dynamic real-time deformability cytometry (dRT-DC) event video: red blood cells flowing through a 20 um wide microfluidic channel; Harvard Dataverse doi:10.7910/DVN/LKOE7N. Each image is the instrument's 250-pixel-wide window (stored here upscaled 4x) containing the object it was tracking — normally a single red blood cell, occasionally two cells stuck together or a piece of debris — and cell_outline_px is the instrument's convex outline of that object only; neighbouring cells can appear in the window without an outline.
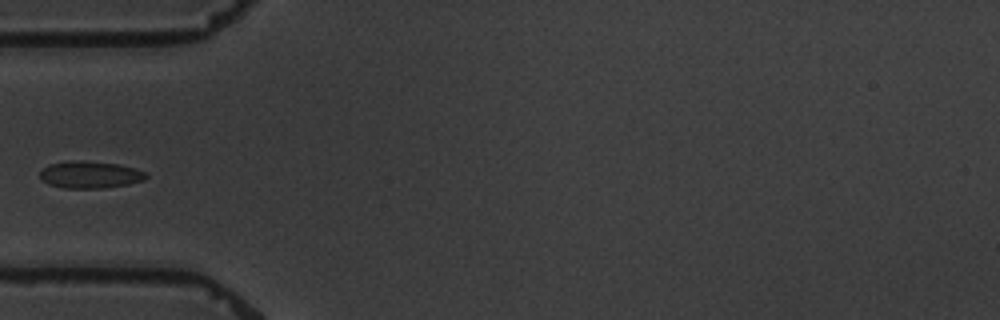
{"species": "common noctule bat (a hibernating species)", "species_latin": "Nyctalus noctula", "temperature_condition": "warm", "stored_images_in_passage": 5, "camera_frame_rate_fps": 3000, "um_per_image_px": 0.085, "animal": {"sex": "male", "body_mass_g": 19.5, "forearm_length_mm": 54.6}, "frame": {"image": 1, "passage_image": 5, "time_ms": 5.333, "image_size_px": [1000, 320], "cell_outline_px": [[148, 176], [144, 180], [128, 184], [104, 188], [64, 188], [48, 184], [40, 176], [40, 172], [48, 164], [72, 160], [80, 160], [116, 164], [136, 168], [144, 172]], "centroid_in_image_um": [7.65, 14.85], "position_along_channel_um": 77.3, "area_um2": 16.65}}